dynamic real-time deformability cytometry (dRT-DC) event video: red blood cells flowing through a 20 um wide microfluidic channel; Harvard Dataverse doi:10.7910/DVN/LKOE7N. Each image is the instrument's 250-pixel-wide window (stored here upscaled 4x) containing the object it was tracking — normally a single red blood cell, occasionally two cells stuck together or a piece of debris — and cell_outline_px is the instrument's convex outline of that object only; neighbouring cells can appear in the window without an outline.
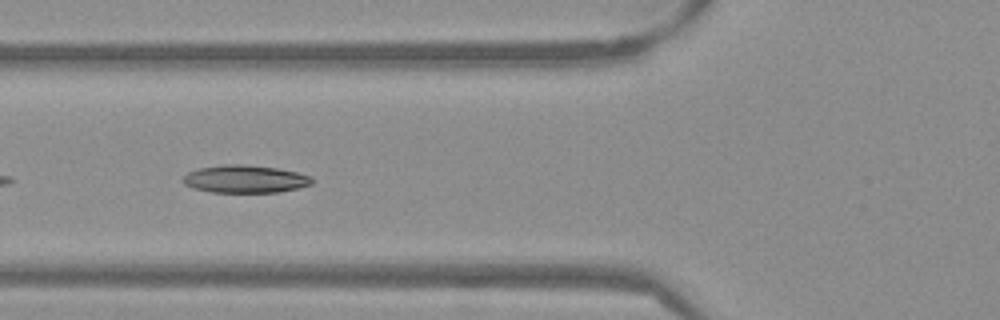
{"species": "Egyptian fruit bat (a non-hibernating species)", "species_latin": "Rousettus aegyptiacus", "temperature_condition": "warm", "stored_images_in_passage": 38, "camera_frame_rate_fps": 3000, "um_per_image_px": 0.085, "frame": {"image": 1, "passage_image": 5, "time_ms": 1.333, "image_size_px": [1000, 320], "cell_outline_px": [[312, 184], [280, 192], [212, 192], [192, 188], [184, 184], [180, 180], [188, 172], [200, 168], [224, 164], [244, 164], [276, 168], [296, 172], [312, 176]], "centroid_in_image_um": [20.8, 15.21], "position_along_channel_um": 105.0, "area_um2": 20.81}}
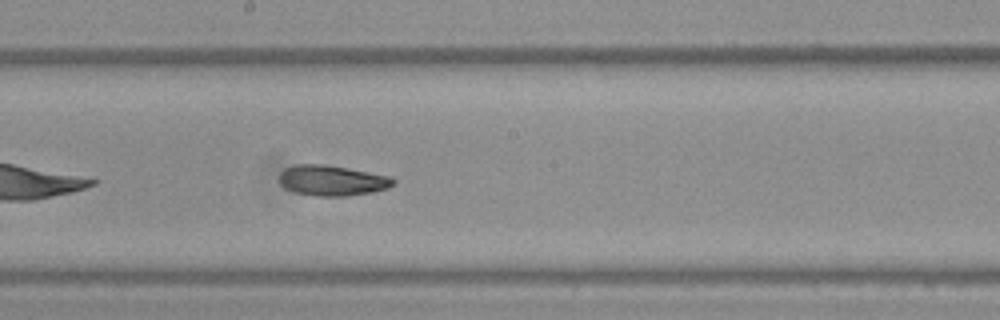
{"frame": {"image": 2, "passage_image": 14, "time_ms": 4.333, "image_size_px": [1000, 320], "cell_outline_px": [[396, 184], [388, 188], [372, 192], [348, 196], [316, 196], [296, 192], [284, 188], [280, 184], [280, 172], [284, 168], [296, 164], [324, 164], [348, 168], [392, 176], [396, 180]], "centroid_in_image_um": [28.26, 15.34], "position_along_channel_um": 219.9, "area_um2": 20.46}}
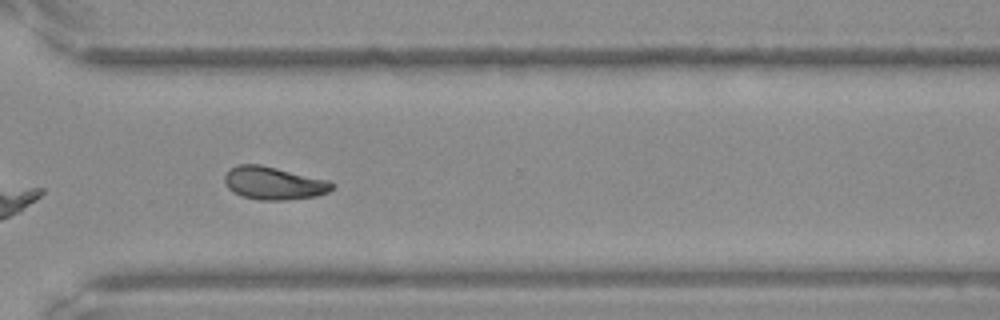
{"frame": {"image": 3, "passage_image": 24, "time_ms": 7.667, "image_size_px": [1000, 320], "cell_outline_px": [[336, 184], [328, 192], [316, 196], [284, 200], [260, 200], [244, 196], [228, 188], [224, 180], [224, 176], [232, 168], [240, 164], [260, 164], [332, 180]], "centroid_in_image_um": [23.34, 15.56], "position_along_channel_um": 347.3, "area_um2": 20.58}, "authors_computed_cell_mechanics": {"area_um2": 20.3456, "velocity_mm_per_s": 3.8234, "shape_relaxation_time_tau1_ms": 5.2778, "shape_relaxation_time_tau2_ms": 4.1971, "deformation_change_tau1": 0.1296, "deformation_change_tau2": 0.0857}}